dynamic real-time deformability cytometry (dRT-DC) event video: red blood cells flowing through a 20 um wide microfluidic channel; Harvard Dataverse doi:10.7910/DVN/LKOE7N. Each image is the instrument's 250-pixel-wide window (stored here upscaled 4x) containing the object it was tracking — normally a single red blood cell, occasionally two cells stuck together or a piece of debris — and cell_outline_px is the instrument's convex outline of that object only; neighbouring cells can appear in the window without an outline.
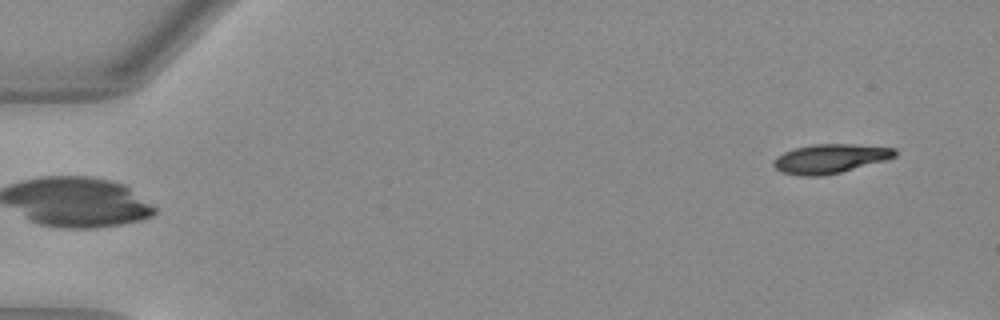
{"species": "Egyptian fruit bat (a non-hibernating species)", "species_latin": "Rousettus aegyptiacus", "temperature_condition": "warm", "stored_images_in_passage": 13, "camera_frame_rate_fps": 3000, "um_per_image_px": 0.085, "animal": {"sex": "female"}, "frame": {"image": 1, "passage_image": 1, "time_ms": 0.0, "image_size_px": [1000, 320], "cell_outline_px": [[896, 156], [888, 160], [840, 172], [820, 176], [800, 176], [780, 172], [772, 164], [784, 152], [796, 148], [816, 144], [848, 144], [896, 148]], "centroid_in_image_um": [70.6, 13.49], "position_along_channel_um": 14.4, "area_um2": 20.4}}